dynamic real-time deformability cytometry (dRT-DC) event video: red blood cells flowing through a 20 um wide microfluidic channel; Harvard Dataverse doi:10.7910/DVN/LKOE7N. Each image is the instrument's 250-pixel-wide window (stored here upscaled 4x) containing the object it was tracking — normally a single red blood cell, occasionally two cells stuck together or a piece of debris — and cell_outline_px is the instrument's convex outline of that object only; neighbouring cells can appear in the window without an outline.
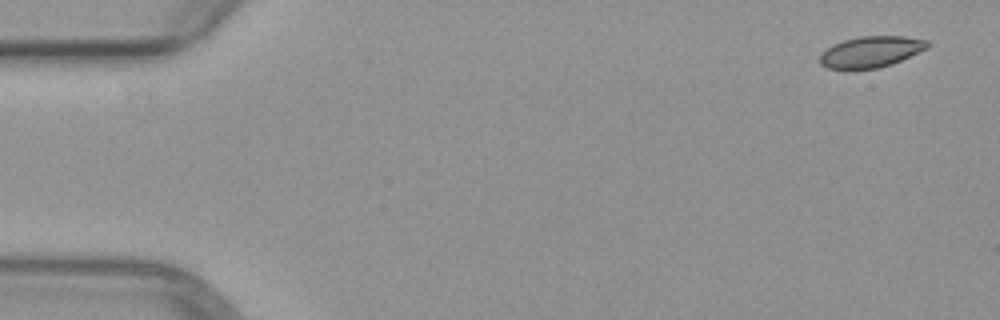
{"species": "common noctule bat (a hibernating species)", "species_latin": "Nyctalus noctula", "temperature_condition": "warm", "stored_images_in_passage": 4, "camera_frame_rate_fps": 3000, "um_per_image_px": 0.085, "animal": {"sex": "female", "body_mass_g": 29.2, "forearm_length_mm": 56.3}, "frame": {"image": 1, "passage_image": 1, "time_ms": 0.0, "image_size_px": [1000, 320], "cell_outline_px": [[932, 44], [928, 48], [892, 64], [880, 68], [828, 68], [820, 64], [820, 52], [832, 44], [844, 40], [860, 36], [904, 36], [928, 40]], "centroid_in_image_um": [74.05, 4.38], "position_along_channel_um": 11.0, "area_um2": 19.54}}